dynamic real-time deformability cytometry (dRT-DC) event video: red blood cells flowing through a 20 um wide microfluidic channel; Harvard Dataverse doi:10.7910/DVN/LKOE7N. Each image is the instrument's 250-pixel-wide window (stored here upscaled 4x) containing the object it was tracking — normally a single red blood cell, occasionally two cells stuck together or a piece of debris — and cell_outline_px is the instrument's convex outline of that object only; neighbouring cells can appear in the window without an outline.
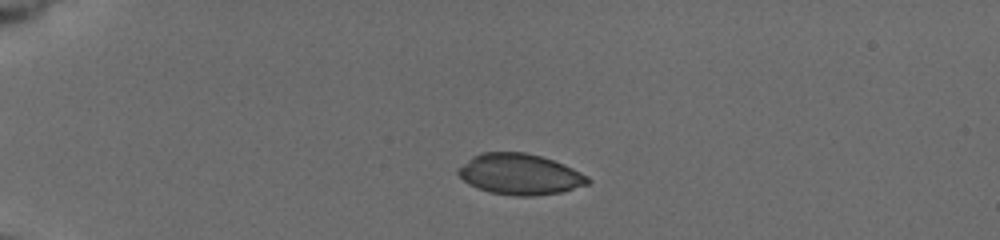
{"species": "common noctule bat (a hibernating species)", "species_latin": "Nyctalus noctula", "temperature_condition": "cold", "stored_images_in_passage": 42, "camera_frame_rate_fps": 3000, "um_per_image_px": 0.085, "animal": {"sex": "female", "body_mass_g": 19.5, "forearm_length_mm": 54.1}, "frame": {"image": 1, "passage_image": 5, "time_ms": 1.667, "image_size_px": [1000, 240], "cell_outline_px": [[592, 180], [588, 184], [560, 192], [532, 196], [516, 196], [488, 192], [468, 184], [456, 172], [456, 168], [472, 156], [480, 152], [524, 152], [540, 156], [564, 164], [588, 176]], "centroid_in_image_um": [44.15, 14.8], "position_along_channel_um": 40.8, "area_um2": 30.92}}
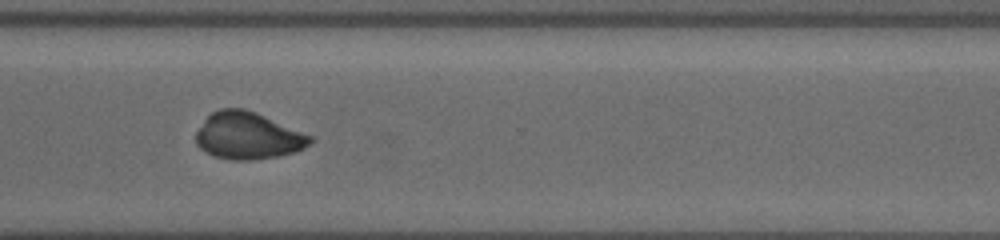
{"frame": {"image": 2, "passage_image": 31, "time_ms": 11.333, "image_size_px": [1000, 240], "cell_outline_px": [[316, 140], [304, 148], [292, 152], [276, 156], [248, 160], [232, 160], [212, 156], [204, 152], [196, 144], [196, 132], [204, 120], [212, 112], [220, 108], [244, 108], [256, 112], [312, 136]], "centroid_in_image_um": [21.05, 11.53], "position_along_channel_um": 349.5, "area_um2": 31.27}}
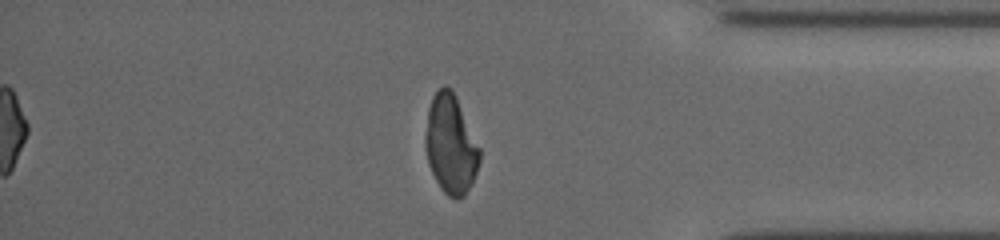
{"frame": {"image": 3, "passage_image": 36, "time_ms": 13.0, "image_size_px": [1000, 240], "cell_outline_px": [[480, 160], [472, 184], [464, 196], [456, 200], [448, 196], [440, 188], [428, 164], [424, 148], [424, 136], [428, 108], [432, 96], [444, 84], [452, 88], [456, 96], [480, 148]], "centroid_in_image_um": [38.29, 12.27], "position_along_channel_um": 396.9, "area_um2": 31.62}}